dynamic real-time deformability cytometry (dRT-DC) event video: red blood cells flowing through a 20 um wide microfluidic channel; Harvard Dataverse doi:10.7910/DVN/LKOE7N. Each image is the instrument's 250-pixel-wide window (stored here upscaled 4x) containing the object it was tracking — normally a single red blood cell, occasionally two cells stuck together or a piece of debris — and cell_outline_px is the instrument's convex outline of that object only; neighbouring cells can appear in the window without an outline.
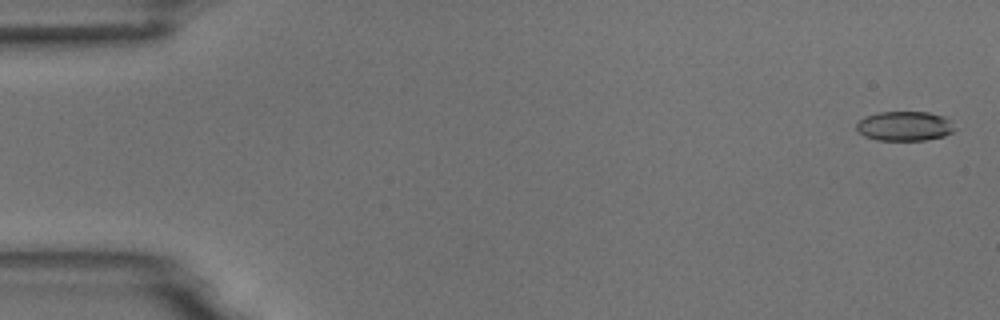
{"species": "common noctule bat (a hibernating species)", "species_latin": "Nyctalus noctula", "temperature_condition": "room temperature", "stored_images_in_passage": 5, "camera_frame_rate_fps": 3000, "um_per_image_px": 0.085, "animal": {"sex": "male", "body_mass_g": 18.8}, "frame": {"image": 1, "passage_image": 1, "time_ms": 0.0, "image_size_px": [1000, 320], "cell_outline_px": [[956, 128], [952, 132], [944, 136], [924, 140], [876, 140], [864, 136], [856, 128], [856, 124], [864, 116], [880, 112], [928, 112], [944, 116]], "centroid_in_image_um": [76.88, 10.71], "position_along_channel_um": 8.1, "area_um2": 16.88}}
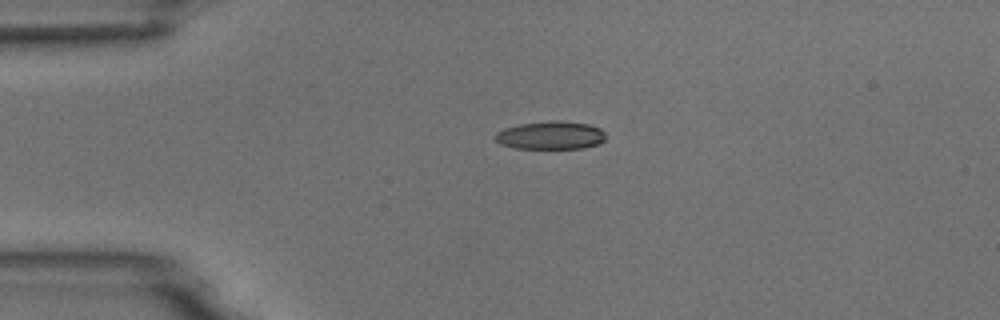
{"frame": {"image": 2, "passage_image": 4, "time_ms": 3.667, "image_size_px": [1000, 320], "cell_outline_px": [[604, 140], [600, 144], [584, 148], [516, 148], [500, 144], [492, 136], [496, 132], [504, 128], [520, 124], [552, 120], [556, 120], [588, 124], [600, 128], [604, 132]], "centroid_in_image_um": [46.79, 11.5], "position_along_channel_um": 38.2, "area_um2": 18.15}}